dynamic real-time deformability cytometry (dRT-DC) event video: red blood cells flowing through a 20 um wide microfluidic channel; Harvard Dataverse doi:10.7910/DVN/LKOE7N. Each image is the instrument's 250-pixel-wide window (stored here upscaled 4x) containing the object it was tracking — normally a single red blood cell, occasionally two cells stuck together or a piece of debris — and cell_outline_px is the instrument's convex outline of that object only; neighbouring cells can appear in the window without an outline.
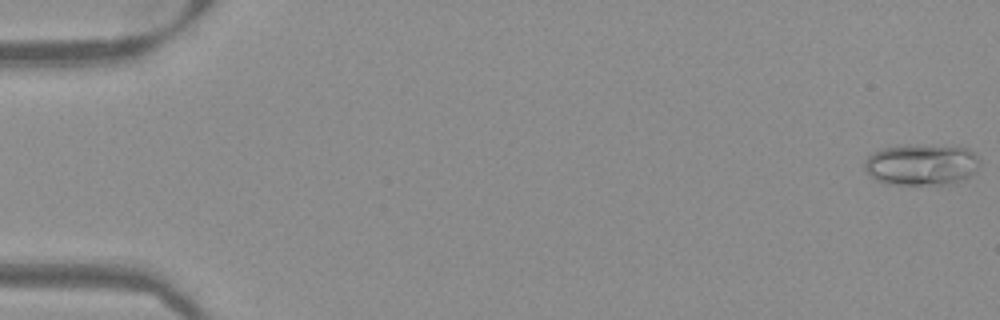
{"species": "Egyptian fruit bat (a non-hibernating species)", "species_latin": "Rousettus aegyptiacus", "temperature_condition": "warm", "stored_images_in_passage": 52, "camera_frame_rate_fps": 3000, "um_per_image_px": 0.085, "frame": {"image": 1, "passage_image": 1, "time_ms": 0.0, "image_size_px": [1000, 320], "cell_outline_px": [[980, 160], [976, 172], [964, 180], [956, 184], [888, 184], [876, 180], [864, 168], [864, 160], [872, 152], [880, 148], [908, 144], [968, 148]], "centroid_in_image_um": [78.32, 13.99], "position_along_channel_um": 6.7, "area_um2": 27.98}}
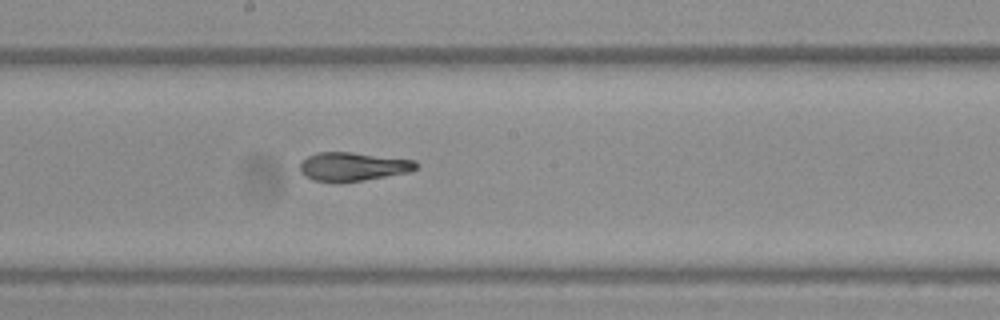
{"frame": {"image": 2, "passage_image": 29, "time_ms": 9.333, "image_size_px": [1000, 320], "cell_outline_px": [[420, 164], [416, 168], [408, 172], [364, 180], [312, 180], [304, 176], [300, 172], [300, 160], [316, 152], [352, 152], [416, 160]], "centroid_in_image_um": [30.0, 14.12], "position_along_channel_um": 218.2, "area_um2": 19.13}}
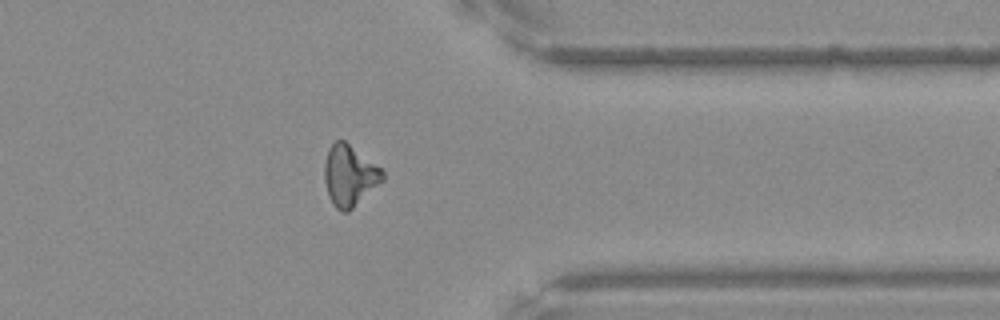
{"frame": {"image": 3, "passage_image": 42, "time_ms": 13.667, "image_size_px": [1000, 320], "cell_outline_px": [[384, 180], [348, 212], [340, 212], [332, 204], [328, 196], [324, 180], [324, 164], [328, 148], [336, 140], [344, 140], [380, 168], [384, 172]], "centroid_in_image_um": [29.68, 14.94], "position_along_channel_um": 381.7, "area_um2": 20.58}}